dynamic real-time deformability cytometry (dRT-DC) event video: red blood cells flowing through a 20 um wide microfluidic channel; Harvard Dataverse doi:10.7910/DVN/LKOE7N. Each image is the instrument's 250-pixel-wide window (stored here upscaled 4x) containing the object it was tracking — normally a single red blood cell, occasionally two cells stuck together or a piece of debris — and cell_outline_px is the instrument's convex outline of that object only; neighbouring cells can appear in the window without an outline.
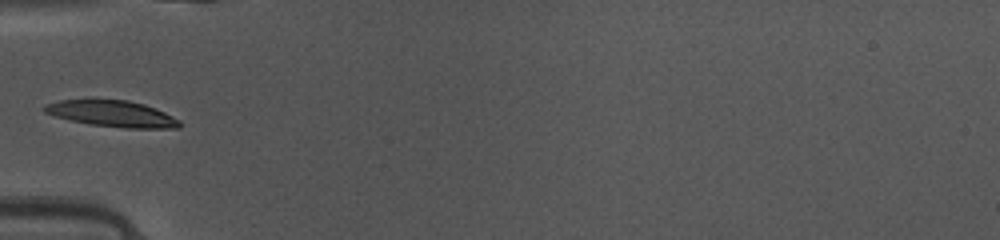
{"species": "common noctule bat (a hibernating species)", "species_latin": "Nyctalus noctula", "temperature_condition": "warm", "stored_images_in_passage": 33, "camera_frame_rate_fps": 3000, "um_per_image_px": 0.085, "animal": {"sex": "female", "body_mass_g": 10.0, "forearm_length_mm": 53.1}, "frame": {"image": 1, "passage_image": 1, "time_ms": 0.0, "image_size_px": [1000, 240], "cell_outline_px": [[180, 128], [124, 128], [88, 124], [56, 116], [44, 112], [40, 108], [44, 104], [60, 100], [128, 100], [144, 104], [164, 112], [180, 120]], "centroid_in_image_um": [9.51, 9.67], "position_along_channel_um": 75.5, "area_um2": 20.58}}
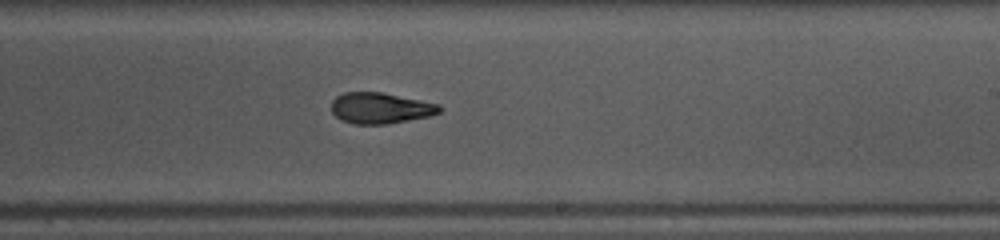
{"frame": {"image": 2, "passage_image": 14, "time_ms": 4.333, "image_size_px": [1000, 240], "cell_outline_px": [[440, 112], [428, 116], [388, 124], [352, 124], [340, 120], [332, 112], [332, 100], [336, 96], [344, 92], [380, 92], [440, 104]], "centroid_in_image_um": [32.29, 9.19], "position_along_channel_um": 256.7, "area_um2": 19.42}}
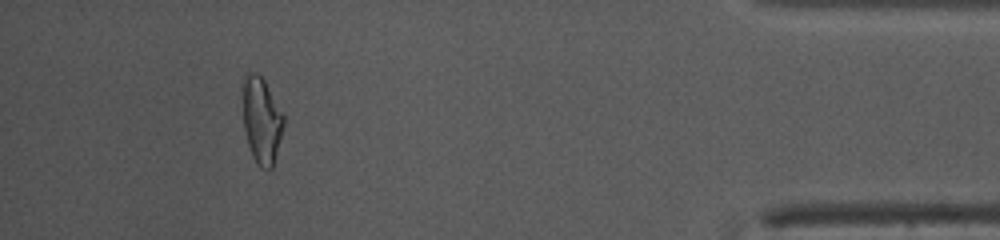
{"frame": {"image": 3, "passage_image": 29, "time_ms": 9.333, "image_size_px": [1000, 240], "cell_outline_px": [[284, 124], [272, 168], [260, 168], [252, 156], [248, 144], [244, 128], [240, 84], [244, 76], [252, 72], [256, 72], [264, 80], [284, 116]], "centroid_in_image_um": [22.18, 10.17], "position_along_channel_um": 413.0, "area_um2": 20.69}}